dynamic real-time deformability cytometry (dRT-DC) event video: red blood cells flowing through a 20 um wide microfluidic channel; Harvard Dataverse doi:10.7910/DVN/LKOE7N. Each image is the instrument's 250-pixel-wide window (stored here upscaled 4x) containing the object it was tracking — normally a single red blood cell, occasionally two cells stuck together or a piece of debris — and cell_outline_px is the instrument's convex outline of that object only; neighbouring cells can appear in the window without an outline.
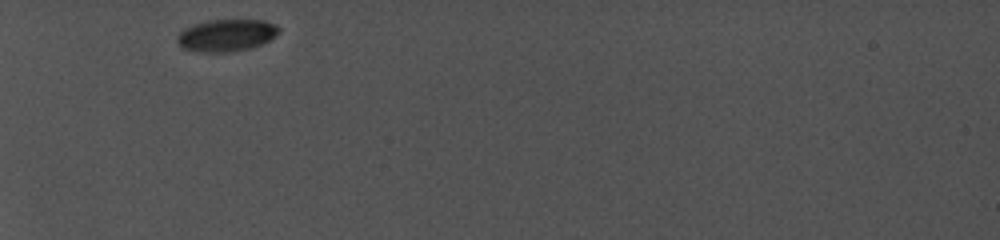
{"species": "common noctule bat (a hibernating species)", "species_latin": "Nyctalus noctula", "temperature_condition": "cold", "stored_images_in_passage": 6, "camera_frame_rate_fps": 5000, "um_per_image_px": 0.085, "animal": {"sex": "female", "body_mass_g": 19.0, "forearm_length_mm": 56.7}, "frame": {"image": 1, "passage_image": 1, "time_ms": 0.0, "image_size_px": [1000, 240], "cell_outline_px": [[280, 32], [268, 40], [260, 44], [248, 48], [228, 52], [200, 52], [184, 48], [176, 44], [176, 36], [184, 28], [192, 24], [208, 20], [264, 20], [276, 24], [280, 28]], "centroid_in_image_um": [19.21, 2.99], "position_along_channel_um": 65.8, "area_um2": 19.07}}
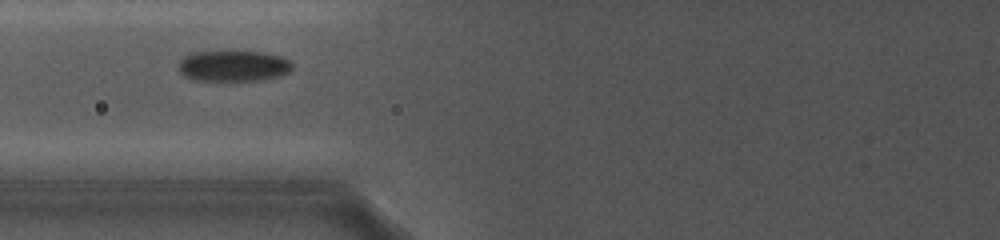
{"frame": {"image": 2, "passage_image": 4, "time_ms": 1.8, "image_size_px": [1000, 240], "cell_outline_px": [[292, 68], [288, 72], [276, 76], [260, 80], [196, 80], [184, 76], [180, 72], [180, 60], [184, 56], [192, 52], [264, 52], [284, 56], [292, 60]], "centroid_in_image_um": [19.87, 5.59], "position_along_channel_um": 105.9, "area_um2": 20.35}}